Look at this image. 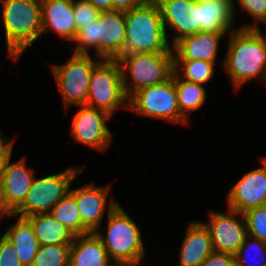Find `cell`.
Returning a JSON list of instances; mask_svg holds the SVG:
<instances>
[{
  "label": "cell",
  "instance_id": "15",
  "mask_svg": "<svg viewBox=\"0 0 266 266\" xmlns=\"http://www.w3.org/2000/svg\"><path fill=\"white\" fill-rule=\"evenodd\" d=\"M13 151L6 156L0 205L12 214L25 200L35 178V170L26 166V156L11 162Z\"/></svg>",
  "mask_w": 266,
  "mask_h": 266
},
{
  "label": "cell",
  "instance_id": "18",
  "mask_svg": "<svg viewBox=\"0 0 266 266\" xmlns=\"http://www.w3.org/2000/svg\"><path fill=\"white\" fill-rule=\"evenodd\" d=\"M42 37L50 31L68 42H73L77 29L74 21L73 0H40Z\"/></svg>",
  "mask_w": 266,
  "mask_h": 266
},
{
  "label": "cell",
  "instance_id": "4",
  "mask_svg": "<svg viewBox=\"0 0 266 266\" xmlns=\"http://www.w3.org/2000/svg\"><path fill=\"white\" fill-rule=\"evenodd\" d=\"M106 216L105 233L100 230L96 233L102 240L110 259L116 266H140L147 251L137 222L120 203Z\"/></svg>",
  "mask_w": 266,
  "mask_h": 266
},
{
  "label": "cell",
  "instance_id": "21",
  "mask_svg": "<svg viewBox=\"0 0 266 266\" xmlns=\"http://www.w3.org/2000/svg\"><path fill=\"white\" fill-rule=\"evenodd\" d=\"M69 266H116L96 232L74 237Z\"/></svg>",
  "mask_w": 266,
  "mask_h": 266
},
{
  "label": "cell",
  "instance_id": "31",
  "mask_svg": "<svg viewBox=\"0 0 266 266\" xmlns=\"http://www.w3.org/2000/svg\"><path fill=\"white\" fill-rule=\"evenodd\" d=\"M238 7L253 18V22L240 25L241 29H259L266 22V0H234Z\"/></svg>",
  "mask_w": 266,
  "mask_h": 266
},
{
  "label": "cell",
  "instance_id": "22",
  "mask_svg": "<svg viewBox=\"0 0 266 266\" xmlns=\"http://www.w3.org/2000/svg\"><path fill=\"white\" fill-rule=\"evenodd\" d=\"M16 218L15 223L8 225L4 235L12 242L18 253V258L23 266H32L39 250V242L35 237L32 225L22 217Z\"/></svg>",
  "mask_w": 266,
  "mask_h": 266
},
{
  "label": "cell",
  "instance_id": "40",
  "mask_svg": "<svg viewBox=\"0 0 266 266\" xmlns=\"http://www.w3.org/2000/svg\"><path fill=\"white\" fill-rule=\"evenodd\" d=\"M263 24H266V22H264ZM262 33L266 36V29Z\"/></svg>",
  "mask_w": 266,
  "mask_h": 266
},
{
  "label": "cell",
  "instance_id": "36",
  "mask_svg": "<svg viewBox=\"0 0 266 266\" xmlns=\"http://www.w3.org/2000/svg\"><path fill=\"white\" fill-rule=\"evenodd\" d=\"M147 0H113V10L128 11L137 7Z\"/></svg>",
  "mask_w": 266,
  "mask_h": 266
},
{
  "label": "cell",
  "instance_id": "17",
  "mask_svg": "<svg viewBox=\"0 0 266 266\" xmlns=\"http://www.w3.org/2000/svg\"><path fill=\"white\" fill-rule=\"evenodd\" d=\"M230 33L199 31L179 40L172 48L174 60H204L216 63L220 42Z\"/></svg>",
  "mask_w": 266,
  "mask_h": 266
},
{
  "label": "cell",
  "instance_id": "1",
  "mask_svg": "<svg viewBox=\"0 0 266 266\" xmlns=\"http://www.w3.org/2000/svg\"><path fill=\"white\" fill-rule=\"evenodd\" d=\"M261 30L238 28L228 35L221 65L236 92L251 80L266 85V36Z\"/></svg>",
  "mask_w": 266,
  "mask_h": 266
},
{
  "label": "cell",
  "instance_id": "10",
  "mask_svg": "<svg viewBox=\"0 0 266 266\" xmlns=\"http://www.w3.org/2000/svg\"><path fill=\"white\" fill-rule=\"evenodd\" d=\"M72 118L70 135L78 145L88 146L99 152L109 149L114 135L107 124L112 116L108 113L87 105H78Z\"/></svg>",
  "mask_w": 266,
  "mask_h": 266
},
{
  "label": "cell",
  "instance_id": "39",
  "mask_svg": "<svg viewBox=\"0 0 266 266\" xmlns=\"http://www.w3.org/2000/svg\"><path fill=\"white\" fill-rule=\"evenodd\" d=\"M12 214H9L1 205H0V219L3 220V218L11 219Z\"/></svg>",
  "mask_w": 266,
  "mask_h": 266
},
{
  "label": "cell",
  "instance_id": "27",
  "mask_svg": "<svg viewBox=\"0 0 266 266\" xmlns=\"http://www.w3.org/2000/svg\"><path fill=\"white\" fill-rule=\"evenodd\" d=\"M235 258L236 266H265L266 243L247 235Z\"/></svg>",
  "mask_w": 266,
  "mask_h": 266
},
{
  "label": "cell",
  "instance_id": "33",
  "mask_svg": "<svg viewBox=\"0 0 266 266\" xmlns=\"http://www.w3.org/2000/svg\"><path fill=\"white\" fill-rule=\"evenodd\" d=\"M0 266H23L12 242L4 235H0Z\"/></svg>",
  "mask_w": 266,
  "mask_h": 266
},
{
  "label": "cell",
  "instance_id": "20",
  "mask_svg": "<svg viewBox=\"0 0 266 266\" xmlns=\"http://www.w3.org/2000/svg\"><path fill=\"white\" fill-rule=\"evenodd\" d=\"M179 249L178 266H200L214 252L209 230L202 221L189 222Z\"/></svg>",
  "mask_w": 266,
  "mask_h": 266
},
{
  "label": "cell",
  "instance_id": "34",
  "mask_svg": "<svg viewBox=\"0 0 266 266\" xmlns=\"http://www.w3.org/2000/svg\"><path fill=\"white\" fill-rule=\"evenodd\" d=\"M200 266H236V258L234 254L214 251Z\"/></svg>",
  "mask_w": 266,
  "mask_h": 266
},
{
  "label": "cell",
  "instance_id": "25",
  "mask_svg": "<svg viewBox=\"0 0 266 266\" xmlns=\"http://www.w3.org/2000/svg\"><path fill=\"white\" fill-rule=\"evenodd\" d=\"M50 213L75 236L90 232L82 224L75 196L70 191L56 203Z\"/></svg>",
  "mask_w": 266,
  "mask_h": 266
},
{
  "label": "cell",
  "instance_id": "11",
  "mask_svg": "<svg viewBox=\"0 0 266 266\" xmlns=\"http://www.w3.org/2000/svg\"><path fill=\"white\" fill-rule=\"evenodd\" d=\"M222 211H208V221L201 220L209 230L215 252L236 254L247 237L243 213L228 207Z\"/></svg>",
  "mask_w": 266,
  "mask_h": 266
},
{
  "label": "cell",
  "instance_id": "7",
  "mask_svg": "<svg viewBox=\"0 0 266 266\" xmlns=\"http://www.w3.org/2000/svg\"><path fill=\"white\" fill-rule=\"evenodd\" d=\"M138 116L155 118L179 125H188L181 114L175 87V72L164 83L152 85L134 92L128 98V111Z\"/></svg>",
  "mask_w": 266,
  "mask_h": 266
},
{
  "label": "cell",
  "instance_id": "16",
  "mask_svg": "<svg viewBox=\"0 0 266 266\" xmlns=\"http://www.w3.org/2000/svg\"><path fill=\"white\" fill-rule=\"evenodd\" d=\"M125 12L101 11L97 17L98 57L117 60L124 54Z\"/></svg>",
  "mask_w": 266,
  "mask_h": 266
},
{
  "label": "cell",
  "instance_id": "24",
  "mask_svg": "<svg viewBox=\"0 0 266 266\" xmlns=\"http://www.w3.org/2000/svg\"><path fill=\"white\" fill-rule=\"evenodd\" d=\"M175 87L181 114L189 121V115L203 107L207 100L204 84L186 81L175 73Z\"/></svg>",
  "mask_w": 266,
  "mask_h": 266
},
{
  "label": "cell",
  "instance_id": "28",
  "mask_svg": "<svg viewBox=\"0 0 266 266\" xmlns=\"http://www.w3.org/2000/svg\"><path fill=\"white\" fill-rule=\"evenodd\" d=\"M71 244L40 246L32 266H69Z\"/></svg>",
  "mask_w": 266,
  "mask_h": 266
},
{
  "label": "cell",
  "instance_id": "12",
  "mask_svg": "<svg viewBox=\"0 0 266 266\" xmlns=\"http://www.w3.org/2000/svg\"><path fill=\"white\" fill-rule=\"evenodd\" d=\"M110 187V184L96 186L92 182L76 188L70 186L69 191L75 196L82 224L90 232L100 230L105 214H109L119 203L114 195L107 199Z\"/></svg>",
  "mask_w": 266,
  "mask_h": 266
},
{
  "label": "cell",
  "instance_id": "5",
  "mask_svg": "<svg viewBox=\"0 0 266 266\" xmlns=\"http://www.w3.org/2000/svg\"><path fill=\"white\" fill-rule=\"evenodd\" d=\"M117 61L128 98L138 90L166 82L174 72V52L123 54Z\"/></svg>",
  "mask_w": 266,
  "mask_h": 266
},
{
  "label": "cell",
  "instance_id": "32",
  "mask_svg": "<svg viewBox=\"0 0 266 266\" xmlns=\"http://www.w3.org/2000/svg\"><path fill=\"white\" fill-rule=\"evenodd\" d=\"M73 11L77 31L96 19L100 12L87 0H73Z\"/></svg>",
  "mask_w": 266,
  "mask_h": 266
},
{
  "label": "cell",
  "instance_id": "29",
  "mask_svg": "<svg viewBox=\"0 0 266 266\" xmlns=\"http://www.w3.org/2000/svg\"><path fill=\"white\" fill-rule=\"evenodd\" d=\"M72 43L76 46L72 53L89 55L94 50L98 57L97 18L79 29Z\"/></svg>",
  "mask_w": 266,
  "mask_h": 266
},
{
  "label": "cell",
  "instance_id": "26",
  "mask_svg": "<svg viewBox=\"0 0 266 266\" xmlns=\"http://www.w3.org/2000/svg\"><path fill=\"white\" fill-rule=\"evenodd\" d=\"M217 63L204 60H174V72L182 79L206 85L215 76Z\"/></svg>",
  "mask_w": 266,
  "mask_h": 266
},
{
  "label": "cell",
  "instance_id": "35",
  "mask_svg": "<svg viewBox=\"0 0 266 266\" xmlns=\"http://www.w3.org/2000/svg\"><path fill=\"white\" fill-rule=\"evenodd\" d=\"M15 139L5 137L0 130V160H6V156L13 151Z\"/></svg>",
  "mask_w": 266,
  "mask_h": 266
},
{
  "label": "cell",
  "instance_id": "38",
  "mask_svg": "<svg viewBox=\"0 0 266 266\" xmlns=\"http://www.w3.org/2000/svg\"><path fill=\"white\" fill-rule=\"evenodd\" d=\"M6 160H0V189L3 182L4 168Z\"/></svg>",
  "mask_w": 266,
  "mask_h": 266
},
{
  "label": "cell",
  "instance_id": "2",
  "mask_svg": "<svg viewBox=\"0 0 266 266\" xmlns=\"http://www.w3.org/2000/svg\"><path fill=\"white\" fill-rule=\"evenodd\" d=\"M7 58L19 63L26 49L42 37L40 0H0Z\"/></svg>",
  "mask_w": 266,
  "mask_h": 266
},
{
  "label": "cell",
  "instance_id": "6",
  "mask_svg": "<svg viewBox=\"0 0 266 266\" xmlns=\"http://www.w3.org/2000/svg\"><path fill=\"white\" fill-rule=\"evenodd\" d=\"M85 166H70L61 172L43 177H35L24 202L12 213L27 218L34 214L50 213L52 208L70 190L72 182Z\"/></svg>",
  "mask_w": 266,
  "mask_h": 266
},
{
  "label": "cell",
  "instance_id": "14",
  "mask_svg": "<svg viewBox=\"0 0 266 266\" xmlns=\"http://www.w3.org/2000/svg\"><path fill=\"white\" fill-rule=\"evenodd\" d=\"M260 161L261 167L243 174L227 192L228 208L244 213L266 204V156Z\"/></svg>",
  "mask_w": 266,
  "mask_h": 266
},
{
  "label": "cell",
  "instance_id": "19",
  "mask_svg": "<svg viewBox=\"0 0 266 266\" xmlns=\"http://www.w3.org/2000/svg\"><path fill=\"white\" fill-rule=\"evenodd\" d=\"M234 0H198L199 31L231 33L237 11Z\"/></svg>",
  "mask_w": 266,
  "mask_h": 266
},
{
  "label": "cell",
  "instance_id": "23",
  "mask_svg": "<svg viewBox=\"0 0 266 266\" xmlns=\"http://www.w3.org/2000/svg\"><path fill=\"white\" fill-rule=\"evenodd\" d=\"M33 228L40 246L72 244L75 235L51 213L34 214L25 218Z\"/></svg>",
  "mask_w": 266,
  "mask_h": 266
},
{
  "label": "cell",
  "instance_id": "30",
  "mask_svg": "<svg viewBox=\"0 0 266 266\" xmlns=\"http://www.w3.org/2000/svg\"><path fill=\"white\" fill-rule=\"evenodd\" d=\"M243 215L248 235L266 243V204L248 209Z\"/></svg>",
  "mask_w": 266,
  "mask_h": 266
},
{
  "label": "cell",
  "instance_id": "3",
  "mask_svg": "<svg viewBox=\"0 0 266 266\" xmlns=\"http://www.w3.org/2000/svg\"><path fill=\"white\" fill-rule=\"evenodd\" d=\"M124 54L174 52L155 0L125 11Z\"/></svg>",
  "mask_w": 266,
  "mask_h": 266
},
{
  "label": "cell",
  "instance_id": "37",
  "mask_svg": "<svg viewBox=\"0 0 266 266\" xmlns=\"http://www.w3.org/2000/svg\"><path fill=\"white\" fill-rule=\"evenodd\" d=\"M87 1H89L100 12L113 10V0H87Z\"/></svg>",
  "mask_w": 266,
  "mask_h": 266
},
{
  "label": "cell",
  "instance_id": "13",
  "mask_svg": "<svg viewBox=\"0 0 266 266\" xmlns=\"http://www.w3.org/2000/svg\"><path fill=\"white\" fill-rule=\"evenodd\" d=\"M155 1L161 12L167 38L173 36L169 41L172 47L182 38L199 32L198 0ZM169 31H174L172 36Z\"/></svg>",
  "mask_w": 266,
  "mask_h": 266
},
{
  "label": "cell",
  "instance_id": "9",
  "mask_svg": "<svg viewBox=\"0 0 266 266\" xmlns=\"http://www.w3.org/2000/svg\"><path fill=\"white\" fill-rule=\"evenodd\" d=\"M86 105L112 117L119 109L128 110V97L123 88L121 68L117 60L102 59L94 67Z\"/></svg>",
  "mask_w": 266,
  "mask_h": 266
},
{
  "label": "cell",
  "instance_id": "8",
  "mask_svg": "<svg viewBox=\"0 0 266 266\" xmlns=\"http://www.w3.org/2000/svg\"><path fill=\"white\" fill-rule=\"evenodd\" d=\"M71 54L64 64H50L65 110L72 106L86 105L92 71L102 60L99 57L95 59L91 54Z\"/></svg>",
  "mask_w": 266,
  "mask_h": 266
}]
</instances>
